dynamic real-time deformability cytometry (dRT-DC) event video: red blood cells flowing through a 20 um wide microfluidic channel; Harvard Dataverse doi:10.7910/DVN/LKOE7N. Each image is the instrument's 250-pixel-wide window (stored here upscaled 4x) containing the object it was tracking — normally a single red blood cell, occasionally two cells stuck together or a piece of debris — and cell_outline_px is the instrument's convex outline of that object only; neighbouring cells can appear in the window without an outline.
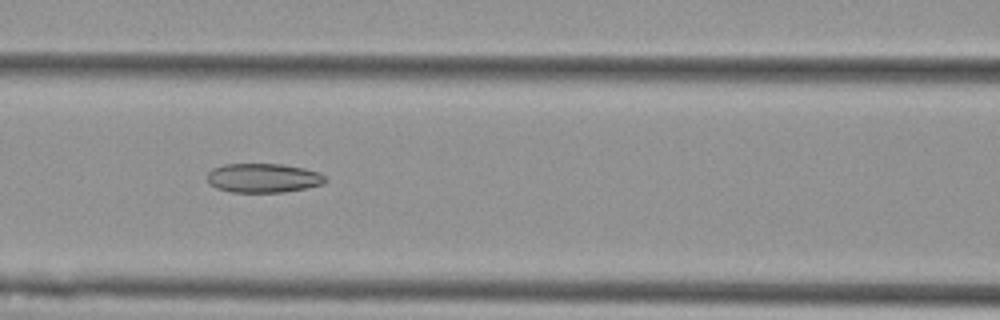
{"species": "Egyptian fruit bat (a non-hibernating species)", "species_latin": "Rousettus aegyptiacus", "temperature_condition": "cold", "stored_images_in_passage": 7, "segment_of_instrument_passage": [1, 2], "camera_frame_rate_fps": 3000, "um_per_image_px": 0.085, "animal": {"sex": "female"}, "frame": {"image": 1, "passage_image": 4, "time_ms": 1.0, "image_size_px": [1000, 320], "cell_outline_px": [[328, 180], [324, 184], [308, 188], [284, 192], [232, 192], [216, 188], [208, 180], [208, 172], [212, 168], [224, 164], [280, 164], [304, 168], [320, 172]], "centroid_in_image_um": [22.42, 15.13], "position_along_channel_um": 144.2, "area_um2": 20.17}}
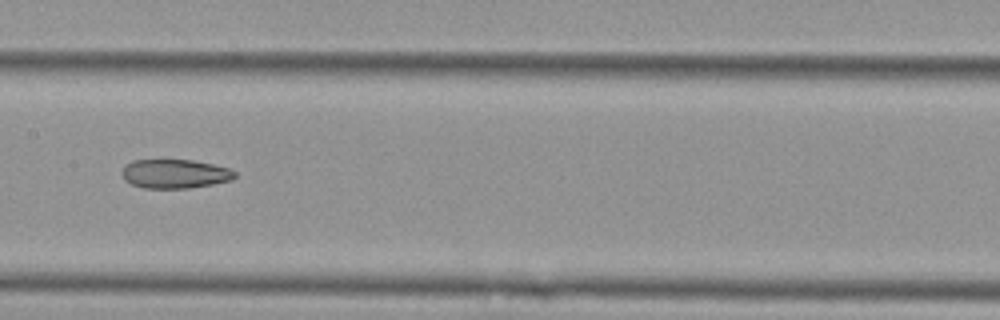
{"frame": {"image": 2, "passage_image": 5, "time_ms": 1.333, "image_size_px": [1000, 320], "cell_outline_px": [[236, 176], [232, 180], [212, 184], [188, 188], [144, 188], [132, 184], [124, 180], [120, 172], [124, 164], [132, 160], [192, 160], [212, 164], [228, 168], [236, 172]], "centroid_in_image_um": [14.82, 14.77], "position_along_channel_um": 192.6, "area_um2": 19.19}}